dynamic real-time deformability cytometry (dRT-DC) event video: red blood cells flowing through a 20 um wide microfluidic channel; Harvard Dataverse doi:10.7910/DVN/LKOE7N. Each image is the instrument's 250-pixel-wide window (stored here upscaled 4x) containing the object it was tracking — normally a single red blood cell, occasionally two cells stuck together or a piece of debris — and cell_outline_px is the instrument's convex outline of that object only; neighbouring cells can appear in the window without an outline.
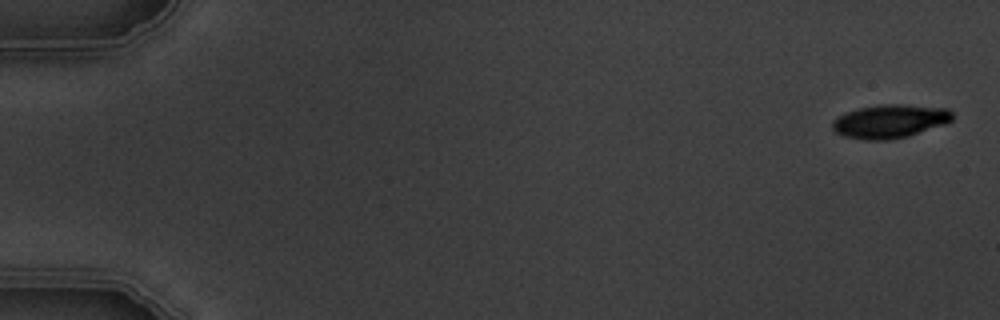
{"species": "common noctule bat (a hibernating species)", "species_latin": "Nyctalus noctula", "temperature_condition": "warm", "stored_images_in_passage": 10, "camera_frame_rate_fps": 3000, "um_per_image_px": 0.085, "animal": {"sex": "male", "body_mass_g": 19.5, "forearm_length_mm": 54.6}, "frame": {"image": 1, "passage_image": 1, "time_ms": 0.0, "image_size_px": [1000, 320], "cell_outline_px": [[952, 120], [944, 124], [908, 136], [888, 140], [868, 140], [844, 136], [836, 132], [832, 128], [832, 120], [836, 116], [844, 112], [860, 108], [880, 104], [900, 104], [948, 108], [952, 112]], "centroid_in_image_um": [75.61, 10.3], "position_along_channel_um": 9.4, "area_um2": 23.47}}
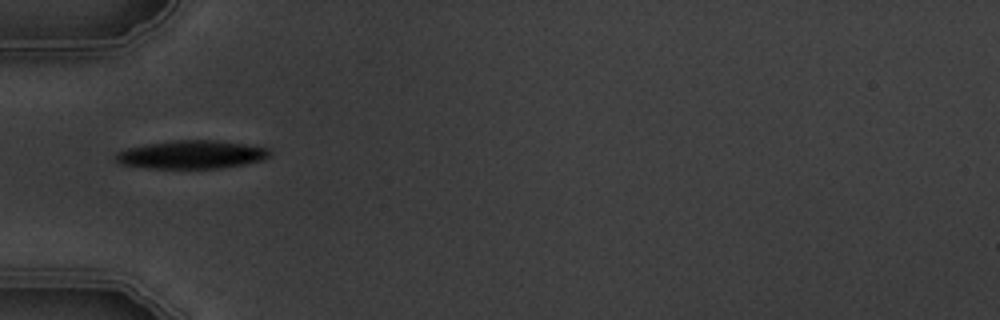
{"frame": {"image": 2, "passage_image": 5, "time_ms": 5.667, "image_size_px": [1000, 320], "cell_outline_px": [[272, 152], [264, 160], [244, 164], [220, 168], [148, 168], [120, 164], [116, 160], [116, 152], [128, 148], [148, 144], [172, 140], [216, 140], [244, 144], [268, 148]], "centroid_in_image_um": [16.29, 13.14], "position_along_channel_um": 68.7, "area_um2": 25.26}}
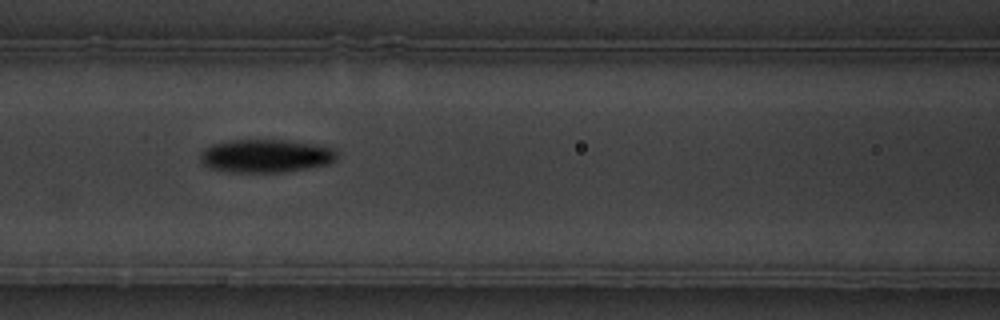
{"frame": {"image": 3, "passage_image": 7, "time_ms": 7.667, "image_size_px": [1000, 320], "cell_outline_px": [[340, 152], [336, 160], [328, 164], [284, 172], [232, 172], [208, 168], [200, 160], [200, 152], [204, 148], [212, 144], [232, 140], [288, 140], [316, 144], [332, 148]], "centroid_in_image_um": [22.61, 13.25], "position_along_channel_um": 144.0, "area_um2": 26.65}}